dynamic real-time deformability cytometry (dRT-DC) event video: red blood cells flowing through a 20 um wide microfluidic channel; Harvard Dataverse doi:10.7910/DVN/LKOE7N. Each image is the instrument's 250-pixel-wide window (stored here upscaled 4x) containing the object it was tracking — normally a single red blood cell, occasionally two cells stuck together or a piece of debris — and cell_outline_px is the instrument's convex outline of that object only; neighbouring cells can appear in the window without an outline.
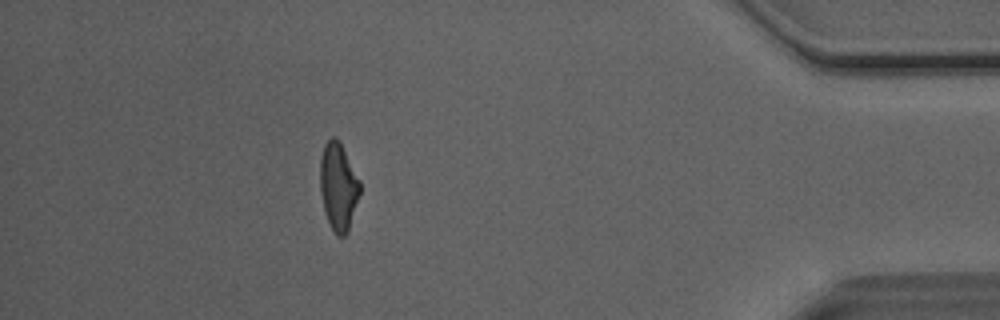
{"species": "Egyptian fruit bat (a non-hibernating species)", "species_latin": "Rousettus aegyptiacus", "temperature_condition": "room temperature", "stored_images_in_passage": 37, "camera_frame_rate_fps": 3000, "um_per_image_px": 0.085, "animal": {"sex": "male"}, "frame": {"image": 1, "passage_image": 36, "time_ms": 11.667, "image_size_px": [1000, 320], "cell_outline_px": [[360, 192], [348, 232], [344, 236], [336, 236], [324, 212], [320, 192], [320, 156], [324, 144], [332, 136], [336, 136], [360, 180]], "centroid_in_image_um": [28.74, 15.86], "position_along_channel_um": 406.5, "area_um2": 20.29}}